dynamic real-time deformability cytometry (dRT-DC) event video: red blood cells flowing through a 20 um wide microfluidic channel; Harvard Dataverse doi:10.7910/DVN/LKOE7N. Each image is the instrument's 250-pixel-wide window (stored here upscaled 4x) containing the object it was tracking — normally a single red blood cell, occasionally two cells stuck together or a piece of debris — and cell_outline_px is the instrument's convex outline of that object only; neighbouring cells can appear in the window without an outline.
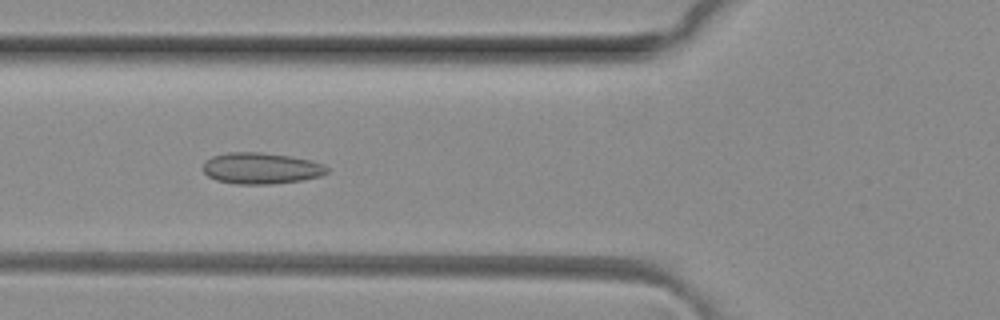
{"species": "common noctule bat (a hibernating species)", "species_latin": "Nyctalus noctula", "temperature_condition": "room temperature", "stored_images_in_passage": 7, "camera_frame_rate_fps": 3000, "um_per_image_px": 0.085, "animal": {"sex": "female", "body_mass_g": 29.2, "forearm_length_mm": 56.3}, "frame": {"image": 1, "passage_image": 4, "time_ms": 1.0, "image_size_px": [1000, 320], "cell_outline_px": [[328, 172], [320, 176], [304, 180], [272, 184], [236, 184], [216, 180], [208, 176], [204, 172], [204, 164], [212, 156], [228, 152], [260, 152], [292, 156], [312, 160], [324, 164], [328, 168]], "centroid_in_image_um": [22.23, 14.3], "position_along_channel_um": 103.6, "area_um2": 22.72}}
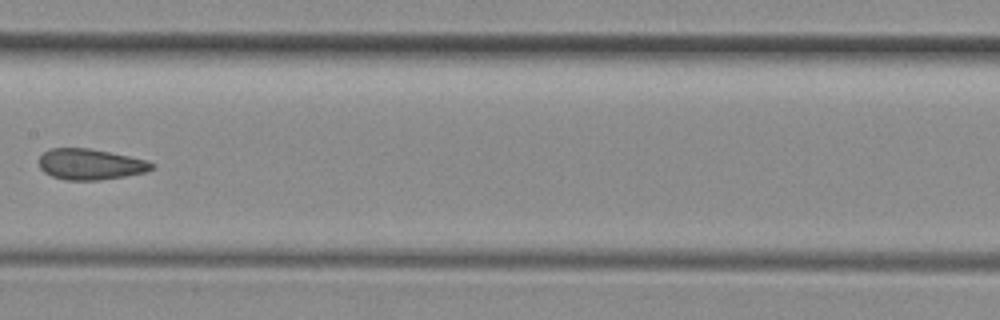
{"frame": {"image": 2, "passage_image": 6, "time_ms": 1.667, "image_size_px": [1000, 320], "cell_outline_px": [[156, 168], [148, 172], [100, 180], [64, 180], [52, 176], [44, 172], [40, 168], [40, 156], [44, 152], [52, 148], [88, 148], [148, 160], [156, 164]], "centroid_in_image_um": [7.73, 13.97], "position_along_channel_um": 199.7, "area_um2": 20.35}}
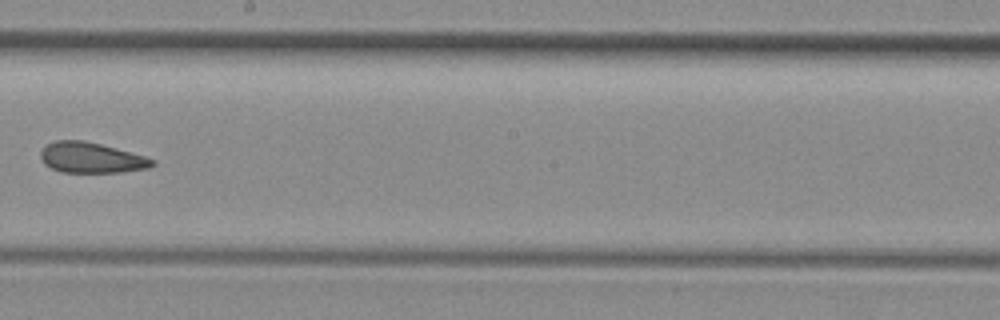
{"frame": {"image": 3, "passage_image": 7, "time_ms": 2.0, "image_size_px": [1000, 320], "cell_outline_px": [[156, 164], [148, 168], [124, 172], [60, 172], [44, 164], [40, 156], [40, 152], [44, 144], [56, 140], [84, 140], [116, 148], [144, 156], [156, 160]], "centroid_in_image_um": [7.74, 13.4], "position_along_channel_um": 240.5, "area_um2": 20.0}}